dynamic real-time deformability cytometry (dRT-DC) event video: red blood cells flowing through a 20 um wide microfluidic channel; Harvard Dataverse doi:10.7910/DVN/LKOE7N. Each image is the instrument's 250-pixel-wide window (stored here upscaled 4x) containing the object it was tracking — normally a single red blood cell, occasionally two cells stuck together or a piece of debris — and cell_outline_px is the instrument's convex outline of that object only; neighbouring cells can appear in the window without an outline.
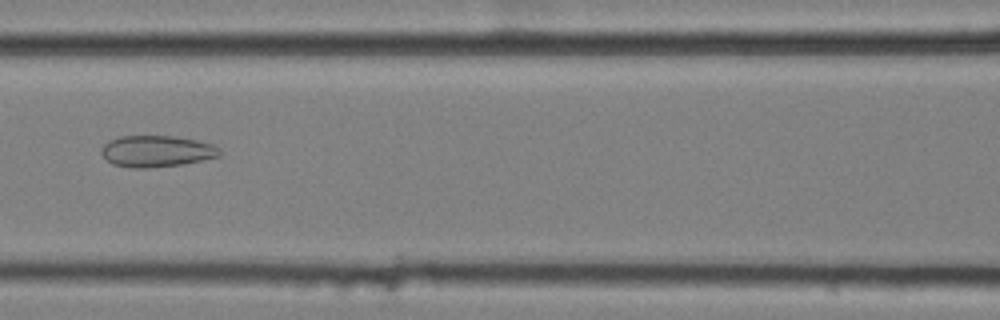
{"species": "common noctule bat (a hibernating species)", "species_latin": "Nyctalus noctula", "temperature_condition": "cold", "stored_images_in_passage": 3, "camera_frame_rate_fps": 3000, "um_per_image_px": 0.085, "animal": {"sex": "female", "body_mass_g": 25.1}, "frame": {"image": 1, "passage_image": 3, "time_ms": 0.667, "image_size_px": [1000, 320], "cell_outline_px": [[220, 156], [184, 164], [148, 168], [132, 168], [112, 164], [100, 152], [100, 148], [108, 140], [120, 136], [172, 136], [196, 140], [212, 144], [220, 148]], "centroid_in_image_um": [13.29, 12.85], "position_along_channel_um": 153.3, "area_um2": 21.73}}